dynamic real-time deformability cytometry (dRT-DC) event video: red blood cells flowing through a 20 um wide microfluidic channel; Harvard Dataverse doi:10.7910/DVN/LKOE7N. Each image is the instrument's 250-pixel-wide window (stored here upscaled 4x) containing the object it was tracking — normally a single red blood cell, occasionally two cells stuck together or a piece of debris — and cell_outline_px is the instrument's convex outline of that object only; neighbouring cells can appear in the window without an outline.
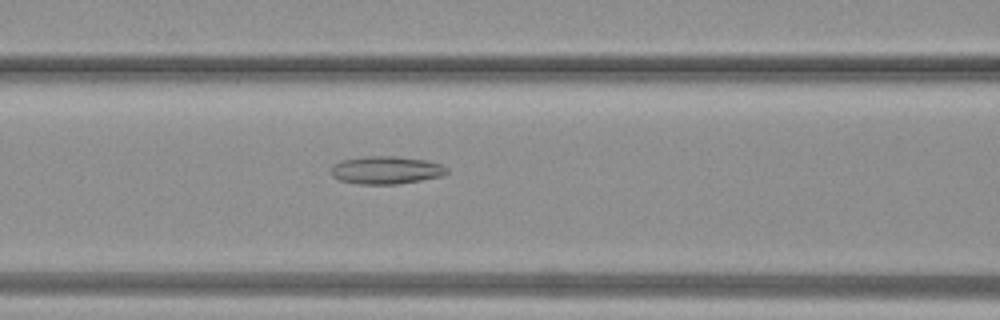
{"species": "common noctule bat (a hibernating species)", "species_latin": "Nyctalus noctula", "temperature_condition": "warm", "stored_images_in_passage": 31, "camera_frame_rate_fps": 3000, "um_per_image_px": 0.085, "animal": {"sex": "female", "body_mass_g": 19.3, "forearm_length_mm": 54.1}, "frame": {"image": 1, "passage_image": 9, "time_ms": 2.667, "image_size_px": [1000, 320], "cell_outline_px": [[448, 172], [444, 176], [396, 184], [356, 184], [340, 180], [332, 176], [332, 164], [340, 160], [368, 156], [396, 156], [428, 160], [440, 164], [448, 168]], "centroid_in_image_um": [32.83, 14.45], "position_along_channel_um": 133.8, "area_um2": 18.9}}
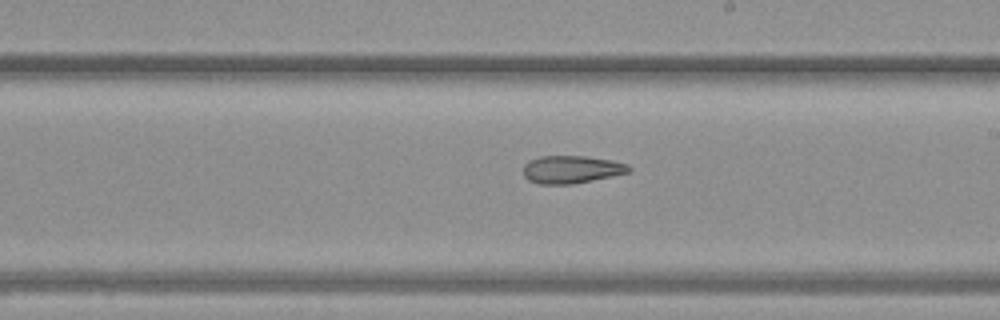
{"frame": {"image": 2, "passage_image": 15, "time_ms": 4.667, "image_size_px": [1000, 320], "cell_outline_px": [[632, 168], [628, 172], [612, 176], [572, 184], [540, 184], [528, 180], [524, 176], [524, 164], [528, 160], [540, 156], [588, 156], [612, 160], [628, 164]], "centroid_in_image_um": [48.56, 14.39], "position_along_channel_um": 240.4, "area_um2": 17.11}}
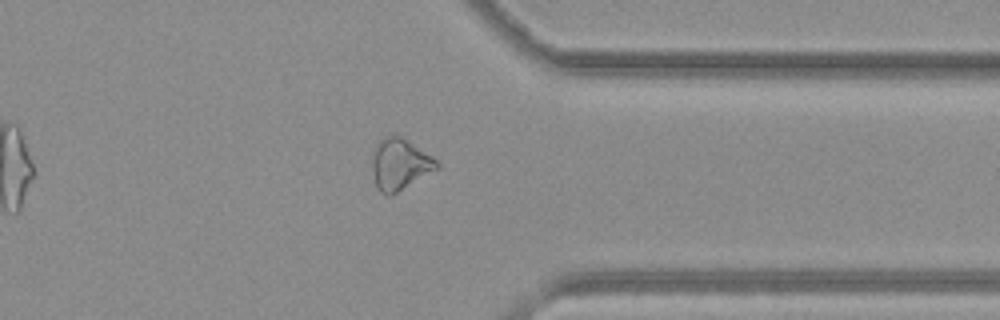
{"frame": {"image": 3, "passage_image": 23, "time_ms": 7.333, "image_size_px": [1000, 320], "cell_outline_px": [[440, 168], [392, 196], [388, 196], [380, 192], [376, 184], [372, 168], [372, 152], [376, 144], [380, 140], [388, 136], [400, 136], [432, 156], [440, 164]], "centroid_in_image_um": [33.99, 14.0], "position_along_channel_um": 377.4, "area_um2": 19.36}}